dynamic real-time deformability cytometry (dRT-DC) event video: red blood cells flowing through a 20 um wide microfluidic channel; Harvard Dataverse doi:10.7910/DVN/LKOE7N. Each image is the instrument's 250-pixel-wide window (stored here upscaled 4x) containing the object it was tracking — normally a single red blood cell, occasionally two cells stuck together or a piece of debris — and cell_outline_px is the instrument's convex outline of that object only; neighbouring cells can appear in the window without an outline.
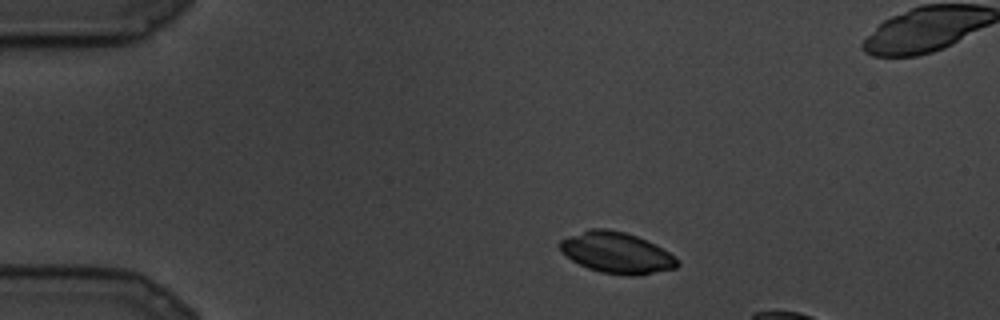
{"species": "common noctule bat (a hibernating species)", "species_latin": "Nyctalus noctula", "temperature_condition": "cold", "stored_images_in_passage": 4, "camera_frame_rate_fps": 3000, "um_per_image_px": 0.085, "animal": {"sex": "male", "body_mass_g": 19.5, "forearm_length_mm": 54.6}, "frame": {"image": 1, "passage_image": 1, "time_ms": 0.0, "image_size_px": [1000, 320], "cell_outline_px": [[680, 264], [676, 268], [636, 276], [628, 276], [600, 272], [588, 268], [572, 260], [560, 248], [560, 240], [568, 236], [588, 228], [608, 228], [624, 232], [636, 236], [668, 252], [680, 260]], "centroid_in_image_um": [52.41, 21.48], "position_along_channel_um": 32.6, "area_um2": 27.92}}